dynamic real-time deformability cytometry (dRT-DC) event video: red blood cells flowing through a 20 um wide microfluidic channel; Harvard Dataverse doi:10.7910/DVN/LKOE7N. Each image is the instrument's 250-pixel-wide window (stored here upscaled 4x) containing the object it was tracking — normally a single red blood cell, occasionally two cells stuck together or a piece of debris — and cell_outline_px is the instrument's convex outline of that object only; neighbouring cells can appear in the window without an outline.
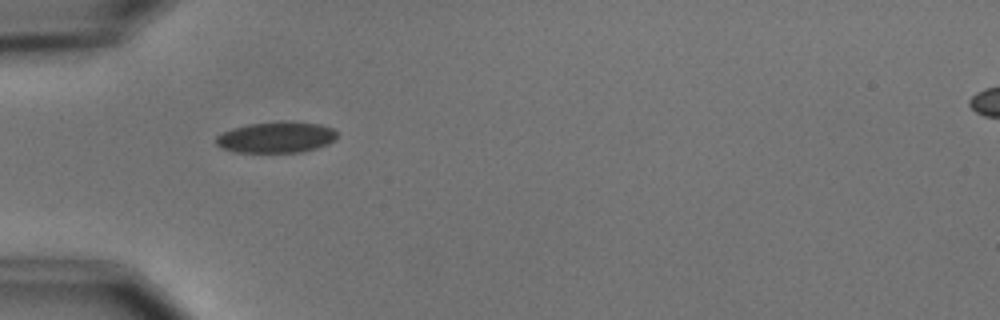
{"species": "common noctule bat (a hibernating species)", "species_latin": "Nyctalus noctula", "temperature_condition": "cold", "stored_images_in_passage": 2, "camera_frame_rate_fps": 3000, "um_per_image_px": 0.085, "animal": {"sex": "male", "body_mass_g": 15.6}, "frame": {"image": 1, "passage_image": 1, "time_ms": 0.0, "image_size_px": [1000, 320], "cell_outline_px": [[336, 136], [328, 144], [316, 148], [300, 152], [236, 152], [220, 148], [216, 144], [216, 136], [232, 128], [248, 124], [280, 120], [288, 120], [320, 124], [332, 128], [336, 132]], "centroid_in_image_um": [23.46, 11.65], "position_along_channel_um": 61.5, "area_um2": 22.08}}